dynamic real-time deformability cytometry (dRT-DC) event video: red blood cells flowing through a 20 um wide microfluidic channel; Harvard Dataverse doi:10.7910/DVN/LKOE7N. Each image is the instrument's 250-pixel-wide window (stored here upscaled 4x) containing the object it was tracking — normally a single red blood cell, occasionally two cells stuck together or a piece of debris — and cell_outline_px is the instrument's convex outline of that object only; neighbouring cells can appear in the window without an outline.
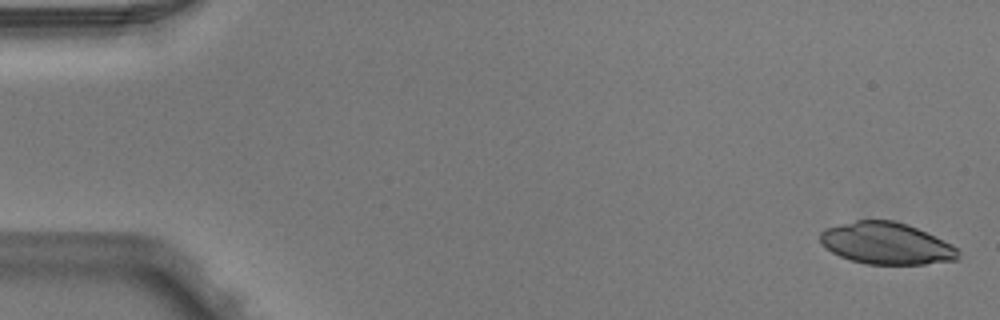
{"species": "Egyptian fruit bat (a non-hibernating species)", "species_latin": "Rousettus aegyptiacus", "temperature_condition": "warm", "stored_images_in_passage": 5, "camera_frame_rate_fps": 3000, "um_per_image_px": 0.085, "animal": {"sex": "male"}, "frame": {"image": 1, "passage_image": 1, "time_ms": 0.0, "image_size_px": [1000, 320], "cell_outline_px": [[960, 260], [924, 264], [864, 264], [840, 256], [832, 252], [820, 240], [820, 232], [824, 228], [856, 220], [892, 220], [908, 224], [952, 244], [960, 252]], "centroid_in_image_um": [75.37, 20.69], "position_along_channel_um": 9.6, "area_um2": 33.64}}